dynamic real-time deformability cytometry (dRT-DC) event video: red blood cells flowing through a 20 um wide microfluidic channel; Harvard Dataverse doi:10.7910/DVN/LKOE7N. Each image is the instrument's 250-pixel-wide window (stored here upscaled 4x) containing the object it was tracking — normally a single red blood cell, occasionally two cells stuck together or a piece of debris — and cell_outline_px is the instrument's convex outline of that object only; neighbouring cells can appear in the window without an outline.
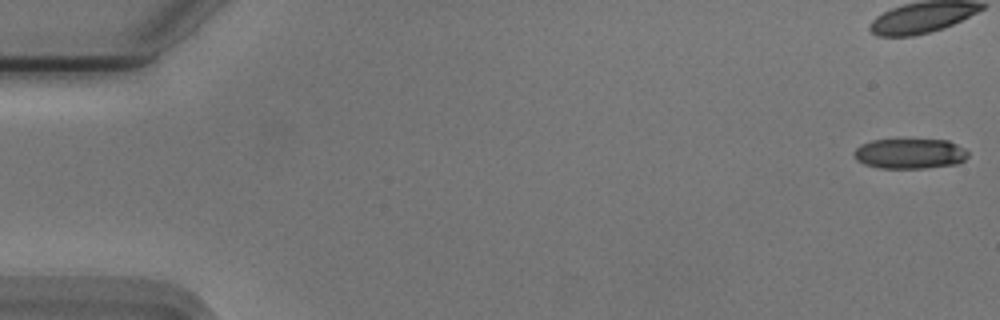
{"species": "Egyptian fruit bat (a non-hibernating species)", "species_latin": "Rousettus aegyptiacus", "temperature_condition": "cold", "stored_images_in_passage": 56, "camera_frame_rate_fps": 3000, "um_per_image_px": 0.085, "animal": {"sex": "male"}, "frame": {"image": 1, "passage_image": 1, "time_ms": 0.0, "image_size_px": [1000, 320], "cell_outline_px": [[968, 156], [964, 160], [956, 164], [924, 168], [880, 168], [864, 164], [856, 160], [852, 152], [860, 144], [872, 140], [948, 140], [964, 148], [968, 152]], "centroid_in_image_um": [77.31, 13.06], "position_along_channel_um": 7.7, "area_um2": 20.06}}
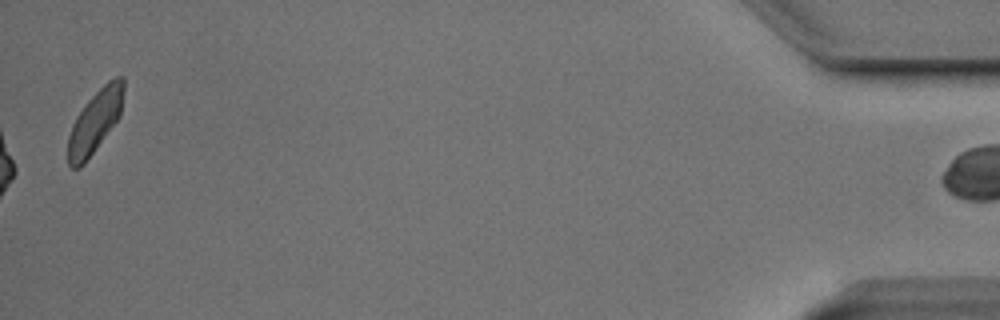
{"frame": {"image": 2, "passage_image": 56, "time_ms": 18.333, "image_size_px": [1000, 320], "cell_outline_px": [[124, 88], [120, 116], [84, 164], [80, 168], [72, 168], [68, 164], [68, 136], [72, 124], [76, 116], [84, 104], [108, 80], [116, 76], [124, 76]], "centroid_in_image_um": [8.07, 10.31], "position_along_channel_um": 427.1, "area_um2": 20.23}, "authors_computed_cell_mechanics": {"area_um2": 21.9351, "velocity_mm_per_s": 3.7411, "shape_relaxation_time_tau1_ms": 4.6293, "shape_relaxation_time_tau2_ms": 3.1197, "deformation_change_tau1": 0.162, "deformation_change_tau2": 0.1276}}